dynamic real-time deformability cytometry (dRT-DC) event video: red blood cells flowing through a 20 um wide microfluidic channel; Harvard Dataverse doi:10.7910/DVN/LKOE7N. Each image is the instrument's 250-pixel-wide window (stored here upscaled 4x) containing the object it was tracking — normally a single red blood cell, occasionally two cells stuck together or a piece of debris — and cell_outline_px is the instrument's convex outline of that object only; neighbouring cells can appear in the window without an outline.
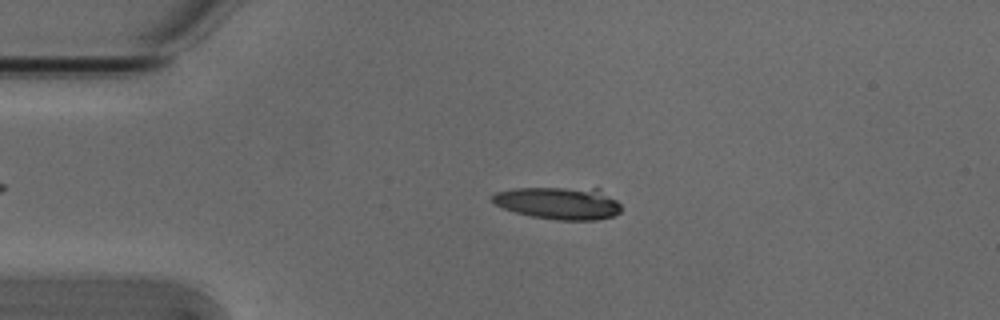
{"species": "Egyptian fruit bat (a non-hibernating species)", "species_latin": "Rousettus aegyptiacus", "temperature_condition": "cold", "stored_images_in_passage": 15, "camera_frame_rate_fps": 3000, "um_per_image_px": 0.085, "animal": {"sex": "male"}, "frame": {"image": 1, "passage_image": 12, "time_ms": 3.667, "image_size_px": [1000, 320], "cell_outline_px": [[620, 212], [616, 216], [596, 220], [556, 220], [532, 216], [516, 212], [504, 208], [496, 204], [492, 200], [492, 196], [496, 192], [512, 188], [600, 188], [616, 200], [620, 204]], "centroid_in_image_um": [47.54, 17.26], "position_along_channel_um": 37.5, "area_um2": 24.39}}